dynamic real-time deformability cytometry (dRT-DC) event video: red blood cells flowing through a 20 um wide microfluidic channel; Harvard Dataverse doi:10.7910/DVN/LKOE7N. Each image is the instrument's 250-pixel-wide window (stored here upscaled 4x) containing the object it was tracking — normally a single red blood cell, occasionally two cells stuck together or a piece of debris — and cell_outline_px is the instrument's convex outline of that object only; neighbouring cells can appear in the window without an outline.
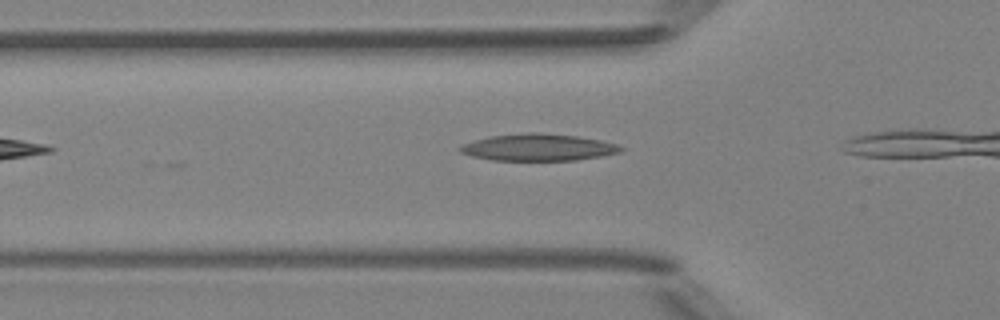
{"species": "Egyptian fruit bat (a non-hibernating species)", "species_latin": "Rousettus aegyptiacus", "temperature_condition": "room temperature", "stored_images_in_passage": 5, "camera_frame_rate_fps": 3000, "um_per_image_px": 0.085, "animal": {"sex": "female"}, "frame": {"image": 1, "passage_image": 3, "time_ms": 2.333, "image_size_px": [1000, 320], "cell_outline_px": [[624, 148], [620, 152], [600, 156], [576, 160], [492, 160], [472, 156], [460, 152], [456, 148], [460, 144], [488, 136], [528, 132], [536, 132], [576, 136], [600, 140], [616, 144]], "centroid_in_image_um": [45.68, 12.52], "position_along_channel_um": 80.1, "area_um2": 25.2}}